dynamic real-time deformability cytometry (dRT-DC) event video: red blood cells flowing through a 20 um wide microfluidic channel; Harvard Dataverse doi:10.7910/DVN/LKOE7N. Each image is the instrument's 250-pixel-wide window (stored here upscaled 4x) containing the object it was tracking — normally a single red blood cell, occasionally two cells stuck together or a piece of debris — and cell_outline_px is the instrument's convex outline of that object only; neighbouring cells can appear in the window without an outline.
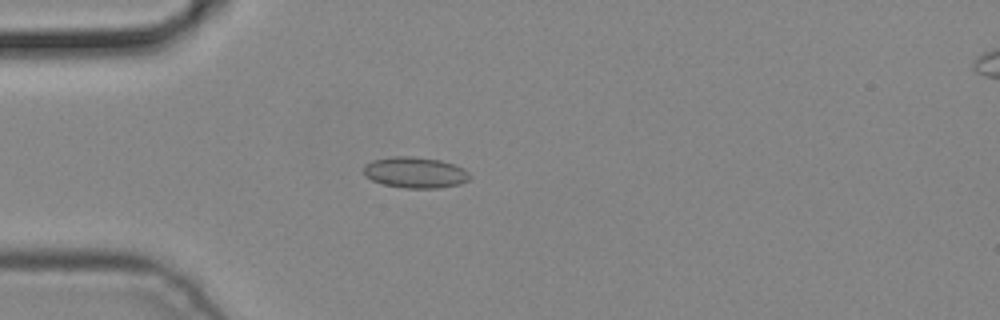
{"species": "common noctule bat (a hibernating species)", "species_latin": "Nyctalus noctula", "temperature_condition": "cold", "stored_images_in_passage": 2, "camera_frame_rate_fps": 3000, "um_per_image_px": 0.085, "animal": {"sex": "male", "body_mass_g": 19.2, "forearm_length_mm": 51.8}, "frame": {"image": 1, "passage_image": 2, "time_ms": 0.333, "image_size_px": [1000, 320], "cell_outline_px": [[472, 176], [468, 180], [460, 184], [440, 188], [404, 188], [384, 184], [372, 180], [364, 176], [364, 164], [372, 160], [392, 156], [412, 156], [440, 160], [464, 168]], "centroid_in_image_um": [35.28, 14.66], "position_along_channel_um": 49.7, "area_um2": 19.31}}